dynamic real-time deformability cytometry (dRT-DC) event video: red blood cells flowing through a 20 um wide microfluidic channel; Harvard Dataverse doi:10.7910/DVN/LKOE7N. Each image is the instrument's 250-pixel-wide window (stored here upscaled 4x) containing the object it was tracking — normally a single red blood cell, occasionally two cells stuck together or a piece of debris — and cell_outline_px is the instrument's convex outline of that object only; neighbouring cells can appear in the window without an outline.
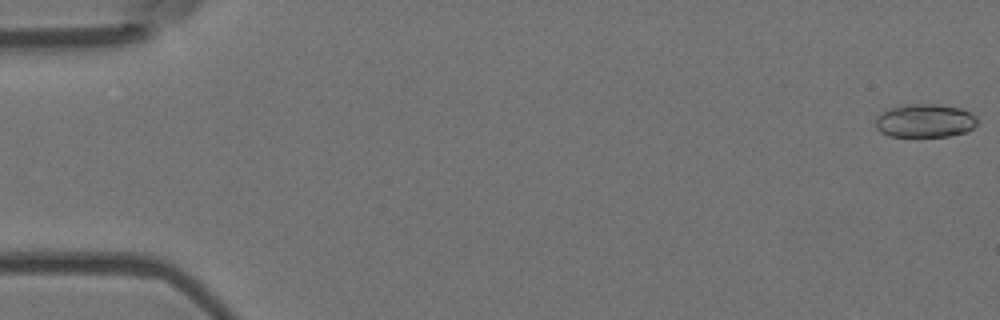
{"species": "Egyptian fruit bat (a non-hibernating species)", "species_latin": "Rousettus aegyptiacus", "temperature_condition": "room temperature", "stored_images_in_passage": 2, "camera_frame_rate_fps": 3000, "um_per_image_px": 0.085, "animal": {"sex": "female"}, "frame": {"image": 1, "passage_image": 2, "time_ms": 0.333, "image_size_px": [1000, 320], "cell_outline_px": [[976, 124], [972, 128], [964, 132], [948, 136], [888, 136], [880, 132], [876, 128], [876, 116], [892, 108], [912, 104], [940, 104], [964, 108], [972, 112], [976, 116]], "centroid_in_image_um": [78.65, 10.26], "position_along_channel_um": 6.3, "area_um2": 19.77}}